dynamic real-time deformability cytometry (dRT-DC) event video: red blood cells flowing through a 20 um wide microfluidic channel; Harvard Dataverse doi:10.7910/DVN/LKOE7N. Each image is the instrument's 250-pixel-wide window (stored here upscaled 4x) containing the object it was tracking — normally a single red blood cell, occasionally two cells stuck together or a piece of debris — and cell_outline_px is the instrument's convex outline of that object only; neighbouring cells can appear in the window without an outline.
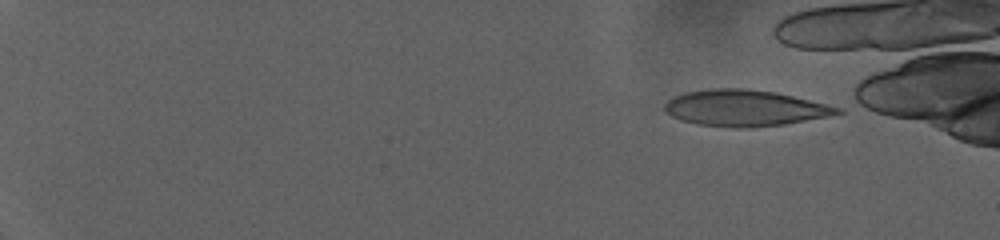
{"species": "human", "species_latin": "Homo sapiens", "temperature_condition": "warm", "stored_images_in_passage": 64, "camera_frame_rate_fps": 3000, "um_per_image_px": 0.085, "donor": {"sex": "female"}, "frame": {"image": 1, "passage_image": 1, "time_ms": 0.0, "image_size_px": [1000, 240], "cell_outline_px": [[844, 112], [784, 124], [752, 128], [736, 128], [696, 124], [680, 120], [672, 116], [664, 108], [664, 104], [668, 100], [676, 96], [688, 92], [712, 88], [740, 88], [772, 92], [792, 96], [840, 108]], "centroid_in_image_um": [63.24, 9.19], "position_along_channel_um": 21.8, "area_um2": 35.78}}
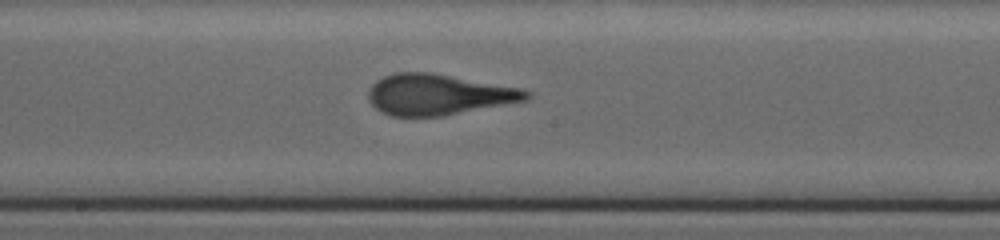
{"frame": {"image": 2, "passage_image": 40, "time_ms": 13.0, "image_size_px": [1000, 240], "cell_outline_px": [[532, 96], [528, 100], [444, 116], [392, 116], [380, 112], [372, 104], [368, 96], [368, 92], [372, 84], [376, 80], [384, 76], [396, 72], [428, 72], [520, 88], [532, 92]], "centroid_in_image_um": [37.26, 8.05], "position_along_channel_um": 210.9, "area_um2": 37.51}}
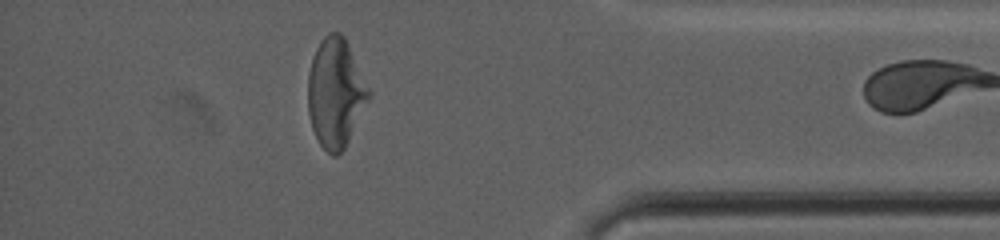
{"frame": {"image": 3, "passage_image": 63, "time_ms": 20.667, "image_size_px": [1000, 240], "cell_outline_px": [[372, 96], [344, 148], [336, 156], [332, 156], [320, 144], [312, 128], [308, 112], [308, 72], [316, 48], [320, 40], [328, 32], [340, 32], [344, 36], [372, 92]], "centroid_in_image_um": [28.54, 7.88], "position_along_channel_um": 406.7, "area_um2": 38.78}}